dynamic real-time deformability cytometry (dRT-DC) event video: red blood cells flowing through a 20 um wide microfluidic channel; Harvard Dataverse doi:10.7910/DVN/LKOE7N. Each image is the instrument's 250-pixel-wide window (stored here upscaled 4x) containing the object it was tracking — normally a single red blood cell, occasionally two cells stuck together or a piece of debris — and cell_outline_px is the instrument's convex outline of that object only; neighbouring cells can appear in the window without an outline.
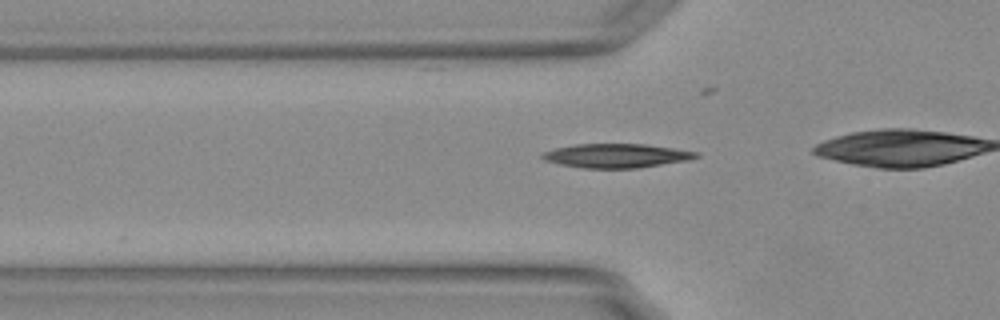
{"species": "Egyptian fruit bat (a non-hibernating species)", "species_latin": "Rousettus aegyptiacus", "temperature_condition": "warm", "stored_images_in_passage": 13, "camera_frame_rate_fps": 3000, "um_per_image_px": 0.085, "animal": {"sex": "female"}, "frame": {"image": 1, "passage_image": 4, "time_ms": 1.0, "image_size_px": [1000, 320], "cell_outline_px": [[700, 156], [688, 160], [640, 168], [584, 168], [560, 164], [544, 160], [540, 156], [540, 152], [556, 148], [576, 144], [644, 144], [672, 148], [696, 152]], "centroid_in_image_um": [52.35, 13.24], "position_along_channel_um": 73.5, "area_um2": 21.44}}